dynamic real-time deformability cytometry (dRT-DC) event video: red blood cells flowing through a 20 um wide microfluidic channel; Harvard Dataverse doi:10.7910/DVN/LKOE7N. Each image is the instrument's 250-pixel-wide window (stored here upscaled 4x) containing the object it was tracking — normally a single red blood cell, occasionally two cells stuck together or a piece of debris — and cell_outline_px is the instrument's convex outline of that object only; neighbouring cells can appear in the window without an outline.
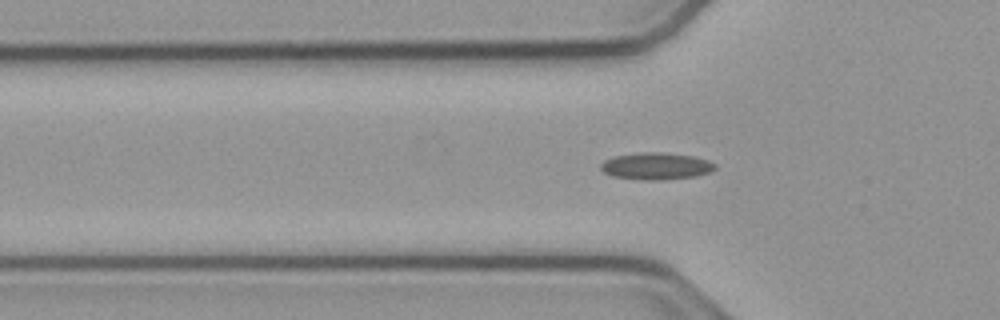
{"species": "common noctule bat (a hibernating species)", "species_latin": "Nyctalus noctula", "temperature_condition": "cold", "stored_images_in_passage": 41, "segment_of_instrument_passage": [1, 2], "camera_frame_rate_fps": 3000, "um_per_image_px": 0.085, "animal": {"sex": "male", "body_mass_g": 23.1, "forearm_length_mm": 52.7}, "frame": {"image": 1, "passage_image": 3, "time_ms": 0.667, "image_size_px": [1000, 320], "cell_outline_px": [[716, 168], [708, 172], [696, 176], [656, 180], [644, 180], [612, 176], [604, 172], [600, 168], [600, 164], [604, 160], [616, 156], [640, 152], [660, 152], [692, 156], [708, 160], [716, 164]], "centroid_in_image_um": [55.75, 14.11], "position_along_channel_um": 70.0, "area_um2": 17.8}}
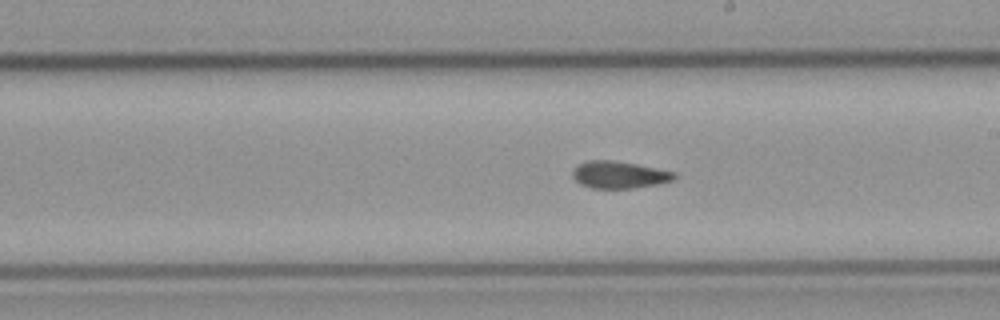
{"frame": {"image": 2, "passage_image": 16, "time_ms": 5.0, "image_size_px": [1000, 320], "cell_outline_px": [[676, 176], [672, 180], [656, 184], [632, 188], [592, 188], [580, 184], [572, 176], [572, 172], [576, 164], [588, 160], [612, 160], [636, 164], [676, 172]], "centroid_in_image_um": [52.59, 14.84], "position_along_channel_um": 236.4, "area_um2": 16.01}}
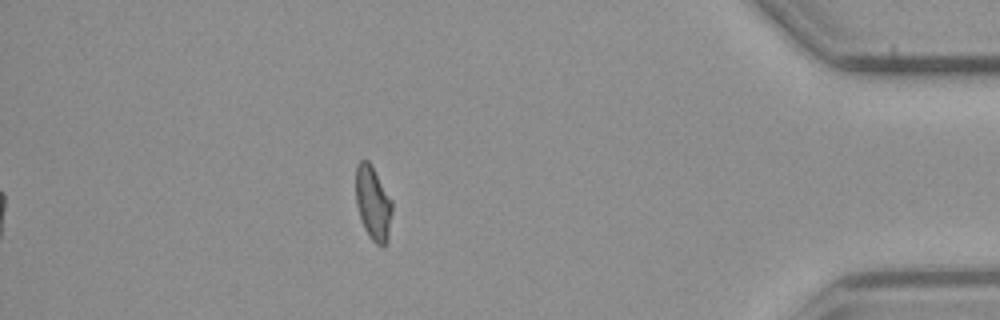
{"frame": {"image": 3, "passage_image": 33, "time_ms": 10.667, "image_size_px": [1000, 320], "cell_outline_px": [[392, 212], [388, 240], [384, 244], [376, 244], [368, 236], [364, 228], [356, 204], [356, 164], [360, 160], [368, 160], [392, 200]], "centroid_in_image_um": [31.7, 17.27], "position_along_channel_um": 403.5, "area_um2": 15.55}}